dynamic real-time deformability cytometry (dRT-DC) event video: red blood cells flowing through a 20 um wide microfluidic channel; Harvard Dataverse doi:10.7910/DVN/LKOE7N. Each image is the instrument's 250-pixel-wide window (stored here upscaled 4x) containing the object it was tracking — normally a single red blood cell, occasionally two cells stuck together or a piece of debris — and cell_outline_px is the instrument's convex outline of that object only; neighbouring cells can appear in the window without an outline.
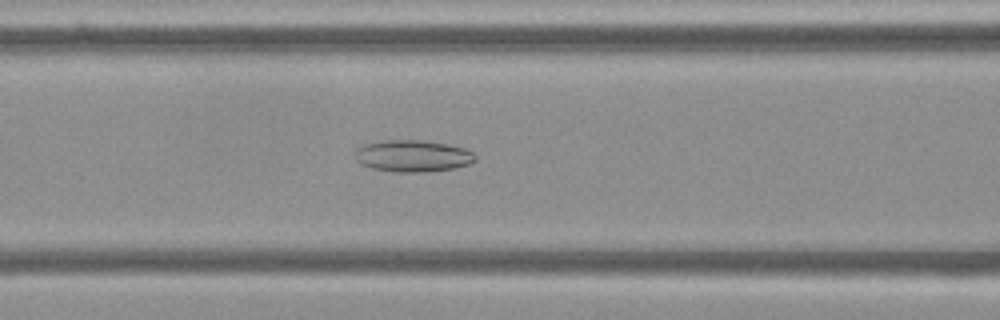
{"species": "Egyptian fruit bat (a non-hibernating species)", "species_latin": "Rousettus aegyptiacus", "temperature_condition": "cold", "stored_images_in_passage": 54, "camera_frame_rate_fps": 3000, "um_per_image_px": 0.085, "frame": {"image": 1, "passage_image": 22, "time_ms": 7.0, "image_size_px": [1000, 320], "cell_outline_px": [[476, 160], [468, 164], [452, 168], [420, 172], [396, 172], [372, 168], [360, 164], [356, 160], [356, 148], [364, 144], [384, 140], [424, 140], [448, 144], [464, 148], [472, 152], [476, 156]], "centroid_in_image_um": [35.06, 13.24], "position_along_channel_um": 131.5, "area_um2": 22.2}}
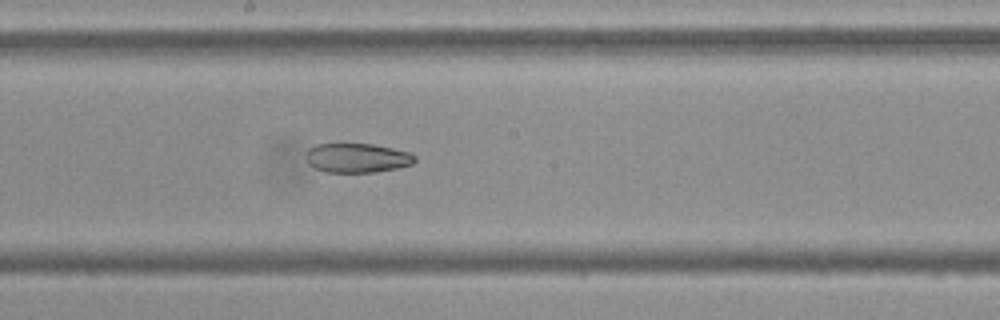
{"frame": {"image": 2, "passage_image": 29, "time_ms": 9.333, "image_size_px": [1000, 320], "cell_outline_px": [[416, 160], [412, 164], [400, 168], [376, 172], [324, 172], [308, 164], [308, 148], [316, 144], [372, 144], [412, 152], [416, 156]], "centroid_in_image_um": [30.42, 13.43], "position_along_channel_um": 217.8, "area_um2": 18.67}}
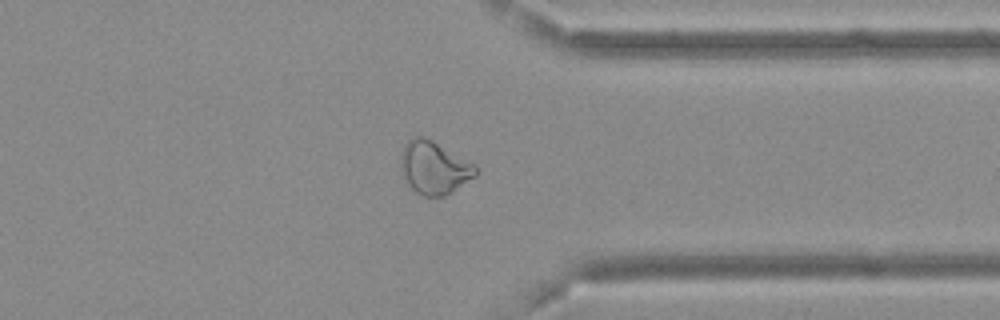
{"frame": {"image": 3, "passage_image": 42, "time_ms": 13.667, "image_size_px": [1000, 320], "cell_outline_px": [[476, 176], [452, 192], [444, 196], [424, 196], [416, 192], [412, 188], [400, 168], [400, 156], [404, 144], [412, 136], [420, 136], [432, 140], [476, 164]], "centroid_in_image_um": [36.9, 14.24], "position_along_channel_um": 374.5, "area_um2": 23.0}, "authors_computed_cell_mechanics": {"area_um2": 24.7384, "velocity_mm_per_s": 3.701, "shape_relaxation_time_tau1_ms": null, "shape_relaxation_time_tau2_ms": 7.3011, "deformation_change_tau1": null, "deformation_change_tau2": 0.1354}}